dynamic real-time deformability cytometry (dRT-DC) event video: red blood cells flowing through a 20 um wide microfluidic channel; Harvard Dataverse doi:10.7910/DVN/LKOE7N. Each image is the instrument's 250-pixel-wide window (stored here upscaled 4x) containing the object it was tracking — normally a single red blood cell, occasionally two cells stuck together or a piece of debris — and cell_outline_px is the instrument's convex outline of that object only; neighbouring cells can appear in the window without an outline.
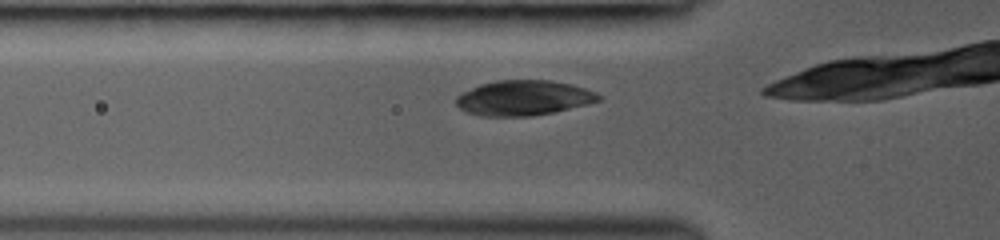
{"species": "common noctule bat (a hibernating species)", "species_latin": "Nyctalus noctula", "temperature_condition": "room temperature", "stored_images_in_passage": 13, "camera_frame_rate_fps": 3000, "um_per_image_px": 0.085, "animal": {"sex": "female", "body_mass_g": 19.0, "forearm_length_mm": 53.3}, "frame": {"image": 1, "passage_image": 3, "time_ms": 0.667, "image_size_px": [1000, 240], "cell_outline_px": [[604, 96], [600, 100], [588, 104], [556, 112], [532, 116], [480, 116], [468, 112], [460, 108], [456, 104], [456, 96], [460, 92], [480, 84], [496, 80], [552, 80], [572, 84], [596, 92]], "centroid_in_image_um": [44.52, 8.32], "position_along_channel_um": 81.3, "area_um2": 29.48}}
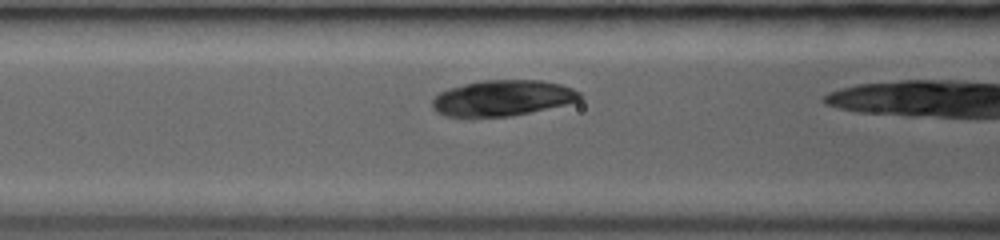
{"frame": {"image": 2, "passage_image": 6, "time_ms": 1.667, "image_size_px": [1000, 240], "cell_outline_px": [[584, 96], [580, 100], [564, 104], [528, 112], [508, 116], [472, 120], [444, 116], [436, 112], [432, 108], [432, 100], [440, 92], [448, 88], [480, 80], [544, 80], [560, 84], [572, 88], [580, 92]], "centroid_in_image_um": [42.63, 8.36], "position_along_channel_um": 124.0, "area_um2": 31.5}}